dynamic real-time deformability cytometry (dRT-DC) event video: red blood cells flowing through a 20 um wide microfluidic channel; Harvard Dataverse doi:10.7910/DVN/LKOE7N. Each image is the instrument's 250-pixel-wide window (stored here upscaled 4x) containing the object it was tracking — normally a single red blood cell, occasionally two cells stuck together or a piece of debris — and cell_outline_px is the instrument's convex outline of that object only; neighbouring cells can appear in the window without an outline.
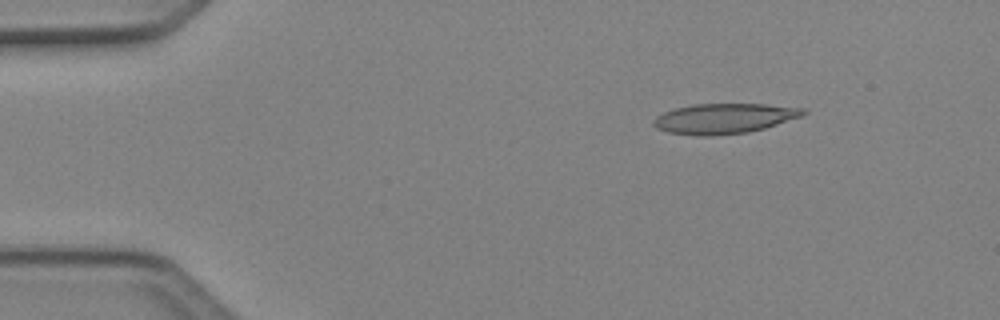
{"species": "Egyptian fruit bat (a non-hibernating species)", "species_latin": "Rousettus aegyptiacus", "temperature_condition": "cold", "stored_images_in_passage": 4, "camera_frame_rate_fps": 3000, "um_per_image_px": 0.085, "animal": {"sex": "female"}, "frame": {"image": 1, "passage_image": 2, "time_ms": 0.333, "image_size_px": [1000, 320], "cell_outline_px": [[808, 112], [804, 116], [764, 128], [748, 132], [712, 136], [696, 136], [668, 132], [656, 128], [652, 124], [652, 120], [656, 116], [664, 112], [676, 108], [692, 104], [768, 104], [808, 108]], "centroid_in_image_um": [61.59, 10.07], "position_along_channel_um": 23.4, "area_um2": 26.65}}